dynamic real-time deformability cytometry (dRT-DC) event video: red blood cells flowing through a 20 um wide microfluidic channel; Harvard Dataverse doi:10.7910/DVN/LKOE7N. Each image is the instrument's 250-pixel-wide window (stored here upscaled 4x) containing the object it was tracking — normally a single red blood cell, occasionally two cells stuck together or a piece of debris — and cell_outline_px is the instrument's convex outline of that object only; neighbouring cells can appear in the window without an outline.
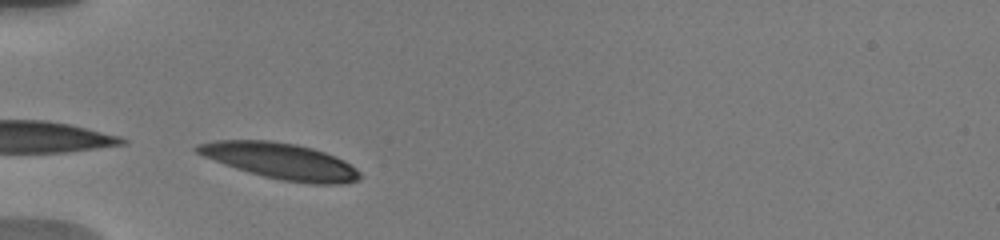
{"species": "human", "species_latin": "Homo sapiens", "temperature_condition": "warm", "stored_images_in_passage": 42, "camera_frame_rate_fps": 3000, "um_per_image_px": 0.085, "donor": {"sex": "male"}, "frame": {"image": 1, "passage_image": 1, "time_ms": 0.0, "image_size_px": [1000, 240], "cell_outline_px": [[360, 180], [344, 184], [312, 184], [284, 180], [264, 176], [236, 168], [224, 164], [204, 156], [196, 152], [192, 148], [196, 144], [212, 140], [272, 140], [296, 144], [312, 148], [336, 156], [344, 160], [356, 168], [360, 172]], "centroid_in_image_um": [23.85, 13.68], "position_along_channel_um": 61.1, "area_um2": 34.22}}
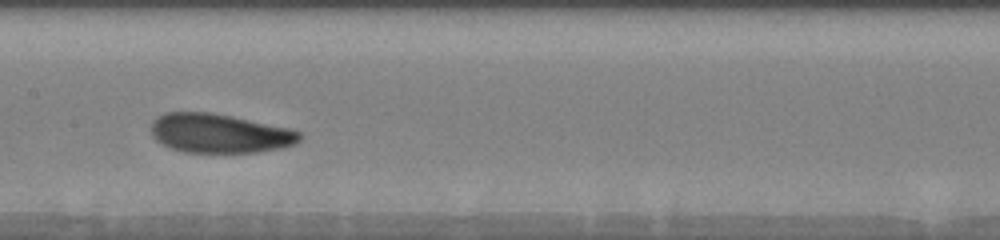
{"frame": {"image": 2, "passage_image": 12, "time_ms": 3.667, "image_size_px": [1000, 240], "cell_outline_px": [[300, 140], [296, 144], [284, 148], [256, 152], [184, 152], [172, 148], [156, 140], [152, 136], [152, 120], [156, 116], [164, 112], [212, 112], [232, 116], [288, 128], [300, 132]], "centroid_in_image_um": [18.65, 11.33], "position_along_channel_um": 188.8, "area_um2": 33.87}}
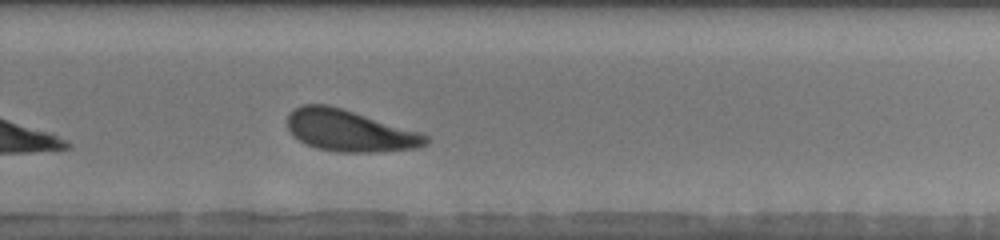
{"frame": {"image": 3, "passage_image": 24, "time_ms": 6.667, "image_size_px": [1000, 240], "cell_outline_px": [[428, 144], [416, 148], [376, 152], [336, 152], [316, 148], [304, 144], [292, 136], [288, 128], [288, 112], [292, 108], [300, 104], [328, 104], [420, 132], [428, 136]], "centroid_in_image_um": [29.65, 11.11], "position_along_channel_um": 300.1, "area_um2": 33.7}, "authors_computed_cell_mechanics": {"area_um2": 33.6974, "velocity_mm_per_s": 3.725, "shape_relaxation_time_tau1_ms": 2.2879, "shape_relaxation_time_tau2_ms": 6.0574, "deformation_change_tau1": 0.1283, "deformation_change_tau2": 0.1585}}